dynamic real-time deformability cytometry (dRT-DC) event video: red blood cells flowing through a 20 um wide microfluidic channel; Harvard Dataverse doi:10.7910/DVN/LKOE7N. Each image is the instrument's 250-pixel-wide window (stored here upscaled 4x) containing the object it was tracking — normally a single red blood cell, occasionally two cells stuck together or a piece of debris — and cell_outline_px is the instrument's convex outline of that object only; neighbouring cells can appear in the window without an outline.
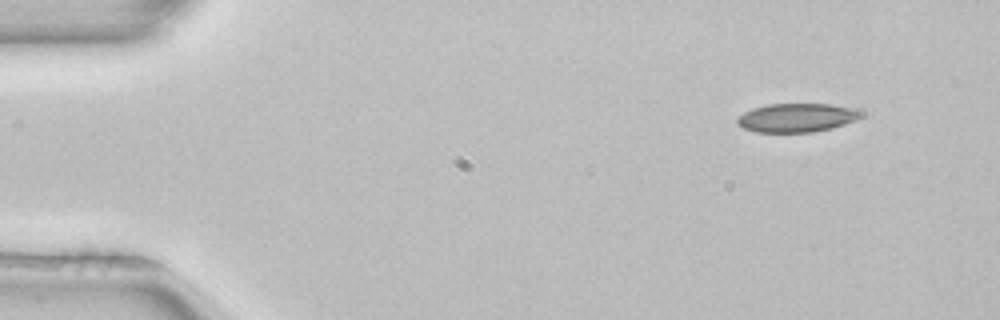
{"species": "common noctule bat (a hibernating species)", "species_latin": "Nyctalus noctula", "temperature_condition": "room temperature", "stored_images_in_passage": 6, "segment_of_instrument_passage": [2, 2], "camera_frame_rate_fps": 3000, "um_per_image_px": 0.085, "animal": {"sex": "female", "body_mass_g": 22.7, "forearm_length_mm": 54.2}, "frame": {"image": 1, "passage_image": 6, "time_ms": 1.667, "image_size_px": [1000, 320], "cell_outline_px": [[864, 116], [856, 120], [832, 128], [812, 132], [756, 132], [744, 128], [736, 124], [736, 120], [744, 112], [752, 108], [768, 104], [832, 104], [856, 108], [864, 112]], "centroid_in_image_um": [67.77, 10.0], "position_along_channel_um": 17.2, "area_um2": 20.92}}